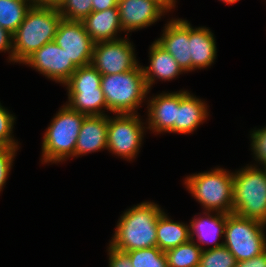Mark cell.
Wrapping results in <instances>:
<instances>
[{"instance_id":"52a82bcc","label":"cell","mask_w":266,"mask_h":267,"mask_svg":"<svg viewBox=\"0 0 266 267\" xmlns=\"http://www.w3.org/2000/svg\"><path fill=\"white\" fill-rule=\"evenodd\" d=\"M266 224L256 219L226 214L224 246L237 262L249 260L266 251L263 228Z\"/></svg>"},{"instance_id":"ba28073f","label":"cell","mask_w":266,"mask_h":267,"mask_svg":"<svg viewBox=\"0 0 266 267\" xmlns=\"http://www.w3.org/2000/svg\"><path fill=\"white\" fill-rule=\"evenodd\" d=\"M101 74L92 64L78 67L65 83L68 90V106L86 116L105 115L106 99L101 88Z\"/></svg>"},{"instance_id":"484cf974","label":"cell","mask_w":266,"mask_h":267,"mask_svg":"<svg viewBox=\"0 0 266 267\" xmlns=\"http://www.w3.org/2000/svg\"><path fill=\"white\" fill-rule=\"evenodd\" d=\"M237 261L223 245L217 248L203 249L198 267H235Z\"/></svg>"},{"instance_id":"d4e9b609","label":"cell","mask_w":266,"mask_h":267,"mask_svg":"<svg viewBox=\"0 0 266 267\" xmlns=\"http://www.w3.org/2000/svg\"><path fill=\"white\" fill-rule=\"evenodd\" d=\"M132 267H168L165 252L157 246L126 252Z\"/></svg>"},{"instance_id":"5b68a950","label":"cell","mask_w":266,"mask_h":267,"mask_svg":"<svg viewBox=\"0 0 266 267\" xmlns=\"http://www.w3.org/2000/svg\"><path fill=\"white\" fill-rule=\"evenodd\" d=\"M86 115L67 104L54 116L42 143L43 162H60L74 156L77 137Z\"/></svg>"},{"instance_id":"d6986e66","label":"cell","mask_w":266,"mask_h":267,"mask_svg":"<svg viewBox=\"0 0 266 267\" xmlns=\"http://www.w3.org/2000/svg\"><path fill=\"white\" fill-rule=\"evenodd\" d=\"M150 66L143 67L148 88L155 82V77L163 80H171L184 72L172 55L162 48L156 41L150 47Z\"/></svg>"},{"instance_id":"e0dca14e","label":"cell","mask_w":266,"mask_h":267,"mask_svg":"<svg viewBox=\"0 0 266 267\" xmlns=\"http://www.w3.org/2000/svg\"><path fill=\"white\" fill-rule=\"evenodd\" d=\"M148 129L154 132H169L177 115V92L155 96L148 102Z\"/></svg>"},{"instance_id":"836d02e7","label":"cell","mask_w":266,"mask_h":267,"mask_svg":"<svg viewBox=\"0 0 266 267\" xmlns=\"http://www.w3.org/2000/svg\"><path fill=\"white\" fill-rule=\"evenodd\" d=\"M118 0H92V12L105 11L109 8H118Z\"/></svg>"},{"instance_id":"3957f363","label":"cell","mask_w":266,"mask_h":267,"mask_svg":"<svg viewBox=\"0 0 266 267\" xmlns=\"http://www.w3.org/2000/svg\"><path fill=\"white\" fill-rule=\"evenodd\" d=\"M101 88L107 110L116 114H135L149 92L140 65L128 72L102 75Z\"/></svg>"},{"instance_id":"4316f807","label":"cell","mask_w":266,"mask_h":267,"mask_svg":"<svg viewBox=\"0 0 266 267\" xmlns=\"http://www.w3.org/2000/svg\"><path fill=\"white\" fill-rule=\"evenodd\" d=\"M58 10L65 20L83 21L92 13V0H62Z\"/></svg>"},{"instance_id":"f546056e","label":"cell","mask_w":266,"mask_h":267,"mask_svg":"<svg viewBox=\"0 0 266 267\" xmlns=\"http://www.w3.org/2000/svg\"><path fill=\"white\" fill-rule=\"evenodd\" d=\"M16 149L0 146V192L6 183Z\"/></svg>"},{"instance_id":"ffe728a7","label":"cell","mask_w":266,"mask_h":267,"mask_svg":"<svg viewBox=\"0 0 266 267\" xmlns=\"http://www.w3.org/2000/svg\"><path fill=\"white\" fill-rule=\"evenodd\" d=\"M191 71L205 68L216 59V42L213 33L206 27L193 29L189 23Z\"/></svg>"},{"instance_id":"d6a6232c","label":"cell","mask_w":266,"mask_h":267,"mask_svg":"<svg viewBox=\"0 0 266 267\" xmlns=\"http://www.w3.org/2000/svg\"><path fill=\"white\" fill-rule=\"evenodd\" d=\"M235 267H266V251L249 260L237 262Z\"/></svg>"},{"instance_id":"7a4b0ae2","label":"cell","mask_w":266,"mask_h":267,"mask_svg":"<svg viewBox=\"0 0 266 267\" xmlns=\"http://www.w3.org/2000/svg\"><path fill=\"white\" fill-rule=\"evenodd\" d=\"M62 19L58 8L31 6L13 33V61L23 63L46 43L54 41Z\"/></svg>"},{"instance_id":"ac0fdd59","label":"cell","mask_w":266,"mask_h":267,"mask_svg":"<svg viewBox=\"0 0 266 267\" xmlns=\"http://www.w3.org/2000/svg\"><path fill=\"white\" fill-rule=\"evenodd\" d=\"M82 22L94 43L117 40V32L122 31L118 8L92 12Z\"/></svg>"},{"instance_id":"4fadbf2b","label":"cell","mask_w":266,"mask_h":267,"mask_svg":"<svg viewBox=\"0 0 266 267\" xmlns=\"http://www.w3.org/2000/svg\"><path fill=\"white\" fill-rule=\"evenodd\" d=\"M24 64L38 70L41 74L59 83L65 84L77 70V66L69 59L65 50L54 41L46 43L31 56Z\"/></svg>"},{"instance_id":"4dcf8cb0","label":"cell","mask_w":266,"mask_h":267,"mask_svg":"<svg viewBox=\"0 0 266 267\" xmlns=\"http://www.w3.org/2000/svg\"><path fill=\"white\" fill-rule=\"evenodd\" d=\"M109 267H132L129 255L109 245Z\"/></svg>"},{"instance_id":"8fae6325","label":"cell","mask_w":266,"mask_h":267,"mask_svg":"<svg viewBox=\"0 0 266 267\" xmlns=\"http://www.w3.org/2000/svg\"><path fill=\"white\" fill-rule=\"evenodd\" d=\"M176 0H118L123 31H134L152 25L175 6Z\"/></svg>"},{"instance_id":"2e32d148","label":"cell","mask_w":266,"mask_h":267,"mask_svg":"<svg viewBox=\"0 0 266 267\" xmlns=\"http://www.w3.org/2000/svg\"><path fill=\"white\" fill-rule=\"evenodd\" d=\"M108 116L91 115L83 120L74 156L96 152L107 148Z\"/></svg>"},{"instance_id":"1f68e13d","label":"cell","mask_w":266,"mask_h":267,"mask_svg":"<svg viewBox=\"0 0 266 267\" xmlns=\"http://www.w3.org/2000/svg\"><path fill=\"white\" fill-rule=\"evenodd\" d=\"M13 34L10 33L7 29H4L2 26H0V51H10V58L13 62Z\"/></svg>"},{"instance_id":"30bf717a","label":"cell","mask_w":266,"mask_h":267,"mask_svg":"<svg viewBox=\"0 0 266 267\" xmlns=\"http://www.w3.org/2000/svg\"><path fill=\"white\" fill-rule=\"evenodd\" d=\"M128 39L94 43L91 64L101 75L128 72L138 62Z\"/></svg>"},{"instance_id":"44dd1931","label":"cell","mask_w":266,"mask_h":267,"mask_svg":"<svg viewBox=\"0 0 266 267\" xmlns=\"http://www.w3.org/2000/svg\"><path fill=\"white\" fill-rule=\"evenodd\" d=\"M206 218L198 217L190 222V240L194 241V235L196 234L198 240L202 244L214 243L211 248H217L223 246L224 242H216L218 238L223 237L225 233L226 214L217 212V216H211L208 212ZM223 234V236H222Z\"/></svg>"},{"instance_id":"6da1fadb","label":"cell","mask_w":266,"mask_h":267,"mask_svg":"<svg viewBox=\"0 0 266 267\" xmlns=\"http://www.w3.org/2000/svg\"><path fill=\"white\" fill-rule=\"evenodd\" d=\"M162 213L154 202L130 208L121 216L109 245L122 252L156 247V225Z\"/></svg>"},{"instance_id":"9c48e42d","label":"cell","mask_w":266,"mask_h":267,"mask_svg":"<svg viewBox=\"0 0 266 267\" xmlns=\"http://www.w3.org/2000/svg\"><path fill=\"white\" fill-rule=\"evenodd\" d=\"M137 114L108 117L107 149L118 156L135 158L141 146L145 127Z\"/></svg>"},{"instance_id":"9a60e30c","label":"cell","mask_w":266,"mask_h":267,"mask_svg":"<svg viewBox=\"0 0 266 267\" xmlns=\"http://www.w3.org/2000/svg\"><path fill=\"white\" fill-rule=\"evenodd\" d=\"M207 106L187 91L177 93V115L169 132L191 133L207 118Z\"/></svg>"},{"instance_id":"5bb4252c","label":"cell","mask_w":266,"mask_h":267,"mask_svg":"<svg viewBox=\"0 0 266 267\" xmlns=\"http://www.w3.org/2000/svg\"><path fill=\"white\" fill-rule=\"evenodd\" d=\"M156 42L172 55L184 72L191 70L188 21L171 20Z\"/></svg>"},{"instance_id":"cb8c5ba5","label":"cell","mask_w":266,"mask_h":267,"mask_svg":"<svg viewBox=\"0 0 266 267\" xmlns=\"http://www.w3.org/2000/svg\"><path fill=\"white\" fill-rule=\"evenodd\" d=\"M30 8L29 0H0V26L13 34Z\"/></svg>"},{"instance_id":"7c38bea8","label":"cell","mask_w":266,"mask_h":267,"mask_svg":"<svg viewBox=\"0 0 266 267\" xmlns=\"http://www.w3.org/2000/svg\"><path fill=\"white\" fill-rule=\"evenodd\" d=\"M54 42L65 50L77 67L91 64L94 42L86 32L82 21L62 19Z\"/></svg>"},{"instance_id":"277c9868","label":"cell","mask_w":266,"mask_h":267,"mask_svg":"<svg viewBox=\"0 0 266 267\" xmlns=\"http://www.w3.org/2000/svg\"><path fill=\"white\" fill-rule=\"evenodd\" d=\"M264 169L248 166L233 173V213L266 224V168Z\"/></svg>"},{"instance_id":"603a6c76","label":"cell","mask_w":266,"mask_h":267,"mask_svg":"<svg viewBox=\"0 0 266 267\" xmlns=\"http://www.w3.org/2000/svg\"><path fill=\"white\" fill-rule=\"evenodd\" d=\"M202 246L192 240L165 251L168 267H198Z\"/></svg>"},{"instance_id":"d590c367","label":"cell","mask_w":266,"mask_h":267,"mask_svg":"<svg viewBox=\"0 0 266 267\" xmlns=\"http://www.w3.org/2000/svg\"><path fill=\"white\" fill-rule=\"evenodd\" d=\"M221 1L225 2L226 4H233L239 0H221Z\"/></svg>"},{"instance_id":"8992f818","label":"cell","mask_w":266,"mask_h":267,"mask_svg":"<svg viewBox=\"0 0 266 267\" xmlns=\"http://www.w3.org/2000/svg\"><path fill=\"white\" fill-rule=\"evenodd\" d=\"M186 187L211 212L233 213V173L217 168L186 178Z\"/></svg>"},{"instance_id":"e575fe53","label":"cell","mask_w":266,"mask_h":267,"mask_svg":"<svg viewBox=\"0 0 266 267\" xmlns=\"http://www.w3.org/2000/svg\"><path fill=\"white\" fill-rule=\"evenodd\" d=\"M30 5L34 7H53L58 8L62 0H29Z\"/></svg>"},{"instance_id":"83f0119b","label":"cell","mask_w":266,"mask_h":267,"mask_svg":"<svg viewBox=\"0 0 266 267\" xmlns=\"http://www.w3.org/2000/svg\"><path fill=\"white\" fill-rule=\"evenodd\" d=\"M15 117L9 111L0 106V146L8 148H18V144L13 140L12 129Z\"/></svg>"},{"instance_id":"7402d4cb","label":"cell","mask_w":266,"mask_h":267,"mask_svg":"<svg viewBox=\"0 0 266 267\" xmlns=\"http://www.w3.org/2000/svg\"><path fill=\"white\" fill-rule=\"evenodd\" d=\"M157 247L167 251L190 240L189 226L180 222H174L163 212L156 225Z\"/></svg>"},{"instance_id":"f1b7e54d","label":"cell","mask_w":266,"mask_h":267,"mask_svg":"<svg viewBox=\"0 0 266 267\" xmlns=\"http://www.w3.org/2000/svg\"><path fill=\"white\" fill-rule=\"evenodd\" d=\"M251 139L256 159L266 168V127L253 131Z\"/></svg>"}]
</instances>
